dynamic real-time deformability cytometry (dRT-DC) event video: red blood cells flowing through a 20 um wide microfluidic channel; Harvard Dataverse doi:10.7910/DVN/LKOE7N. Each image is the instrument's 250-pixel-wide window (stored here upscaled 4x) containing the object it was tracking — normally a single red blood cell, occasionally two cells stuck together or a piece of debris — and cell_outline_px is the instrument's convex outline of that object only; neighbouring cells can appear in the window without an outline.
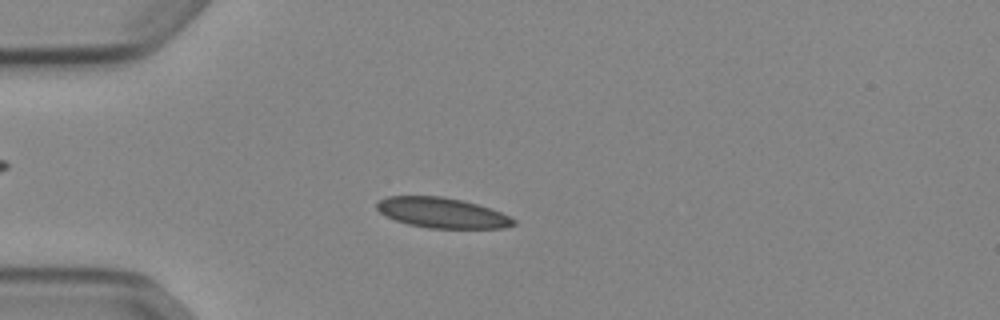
{"species": "Egyptian fruit bat (a non-hibernating species)", "species_latin": "Rousettus aegyptiacus", "temperature_condition": "cold", "stored_images_in_passage": 52, "camera_frame_rate_fps": 3000, "um_per_image_px": 0.085, "animal": {"sex": "female"}, "frame": {"image": 1, "passage_image": 14, "time_ms": 4.333, "image_size_px": [1000, 320], "cell_outline_px": [[516, 224], [504, 228], [428, 228], [408, 224], [396, 220], [380, 212], [376, 208], [376, 200], [388, 196], [444, 196], [464, 200], [500, 212], [516, 220]], "centroid_in_image_um": [37.55, 18.08], "position_along_channel_um": 47.4, "area_um2": 24.1}}
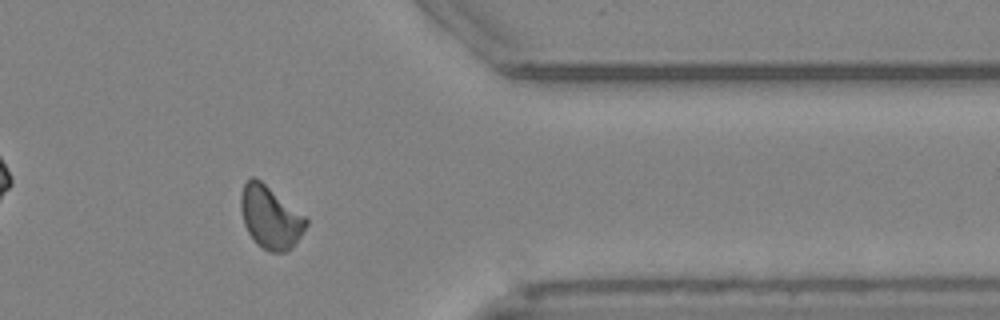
{"frame": {"image": 2, "passage_image": 43, "time_ms": 14.0, "image_size_px": [1000, 320], "cell_outline_px": [[308, 224], [292, 248], [284, 252], [272, 252], [256, 244], [248, 232], [244, 224], [240, 208], [240, 196], [244, 184], [252, 176], [256, 176], [304, 216], [308, 220]], "centroid_in_image_um": [22.95, 18.46], "position_along_channel_um": 388.4, "area_um2": 23.58}}
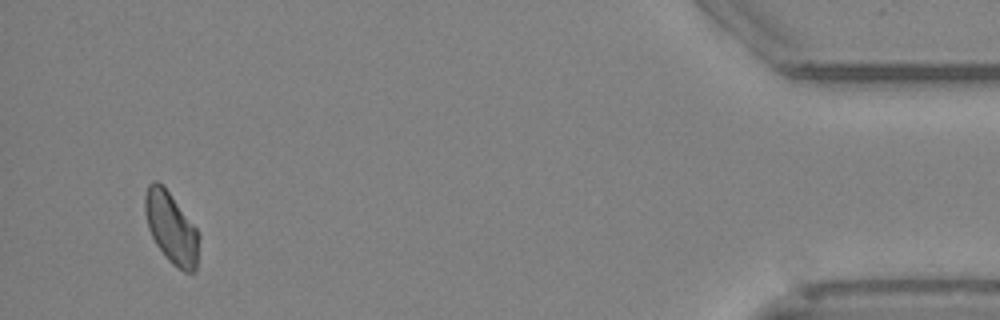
{"frame": {"image": 3, "passage_image": 50, "time_ms": 16.333, "image_size_px": [1000, 320], "cell_outline_px": [[200, 236], [196, 272], [184, 272], [172, 264], [164, 256], [156, 244], [148, 228], [144, 212], [144, 196], [148, 184], [152, 180], [156, 180], [168, 192], [196, 228]], "centroid_in_image_um": [14.55, 19.41], "position_along_channel_um": 420.7, "area_um2": 22.37}, "authors_computed_cell_mechanics": {"area_um2": 23.6402, "velocity_mm_per_s": 3.8579, "shape_relaxation_time_tau1_ms": null, "shape_relaxation_time_tau2_ms": 4.0425, "deformation_change_tau1": null, "deformation_change_tau2": 0.0732}}